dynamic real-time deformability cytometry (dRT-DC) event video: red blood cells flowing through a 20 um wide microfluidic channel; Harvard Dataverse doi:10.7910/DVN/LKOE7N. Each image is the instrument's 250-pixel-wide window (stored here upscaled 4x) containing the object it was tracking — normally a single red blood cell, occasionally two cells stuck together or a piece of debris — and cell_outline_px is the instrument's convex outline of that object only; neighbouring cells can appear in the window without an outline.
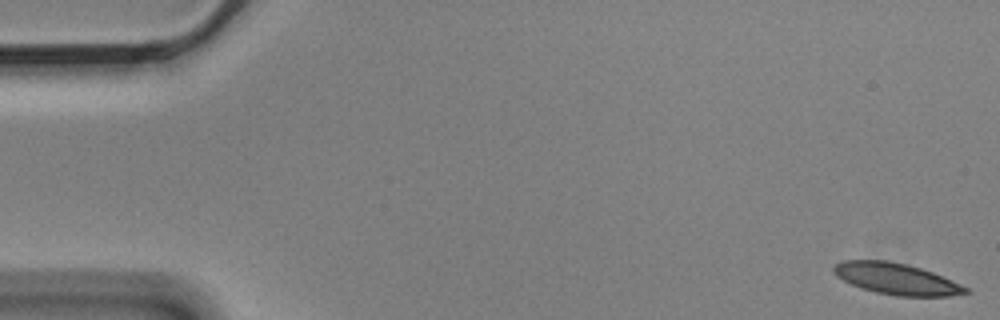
{"species": "Egyptian fruit bat (a non-hibernating species)", "species_latin": "Rousettus aegyptiacus", "temperature_condition": "cold", "stored_images_in_passage": 5, "camera_frame_rate_fps": 3000, "um_per_image_px": 0.085, "animal": {"sex": "male"}, "frame": {"image": 1, "passage_image": 1, "time_ms": 0.0, "image_size_px": [1000, 320], "cell_outline_px": [[968, 292], [948, 296], [896, 296], [876, 292], [860, 288], [836, 276], [832, 272], [832, 268], [836, 264], [844, 260], [888, 260], [920, 268], [932, 272], [960, 284], [968, 288]], "centroid_in_image_um": [76.14, 23.7], "position_along_channel_um": 8.9, "area_um2": 23.81}}
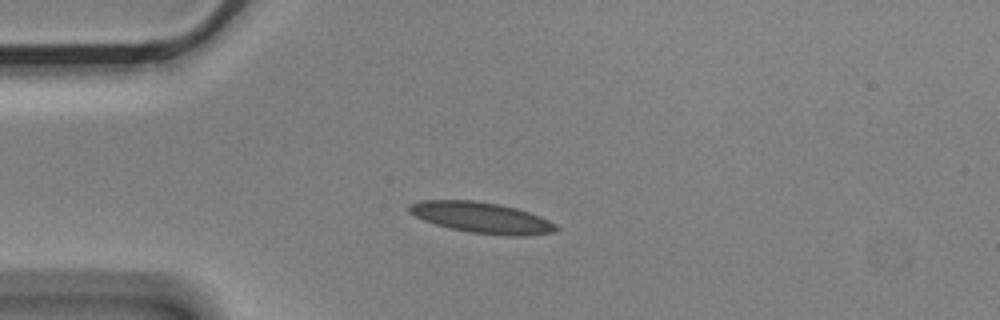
{"frame": {"image": 2, "passage_image": 5, "time_ms": 1.333, "image_size_px": [1000, 320], "cell_outline_px": [[560, 228], [552, 232], [524, 236], [508, 236], [468, 232], [448, 228], [424, 220], [408, 212], [408, 204], [420, 200], [476, 200], [500, 204], [516, 208], [540, 216], [556, 224]], "centroid_in_image_um": [40.92, 18.49], "position_along_channel_um": 44.1, "area_um2": 26.59}}